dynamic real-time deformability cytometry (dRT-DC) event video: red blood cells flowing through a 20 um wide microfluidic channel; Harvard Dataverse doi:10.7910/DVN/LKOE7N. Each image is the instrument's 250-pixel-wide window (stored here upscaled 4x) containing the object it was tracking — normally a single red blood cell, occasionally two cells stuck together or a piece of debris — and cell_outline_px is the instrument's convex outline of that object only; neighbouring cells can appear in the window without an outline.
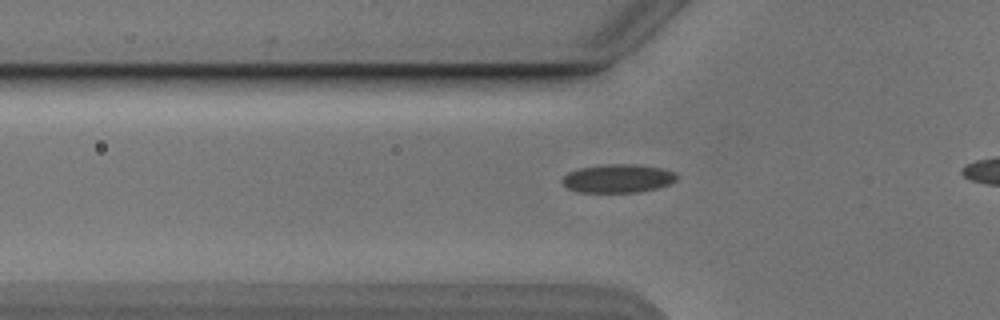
{"species": "Egyptian fruit bat (a non-hibernating species)", "species_latin": "Rousettus aegyptiacus", "temperature_condition": "cold", "stored_images_in_passage": 38, "camera_frame_rate_fps": 3000, "um_per_image_px": 0.085, "animal": {"sex": "male"}, "frame": {"image": 1, "passage_image": 12, "time_ms": 3.667, "image_size_px": [1000, 320], "cell_outline_px": [[680, 176], [676, 180], [668, 184], [656, 188], [640, 192], [580, 192], [568, 188], [560, 180], [568, 172], [580, 168], [604, 164], [632, 164], [660, 168], [676, 172]], "centroid_in_image_um": [52.53, 15.16], "position_along_channel_um": 73.3, "area_um2": 18.96}}
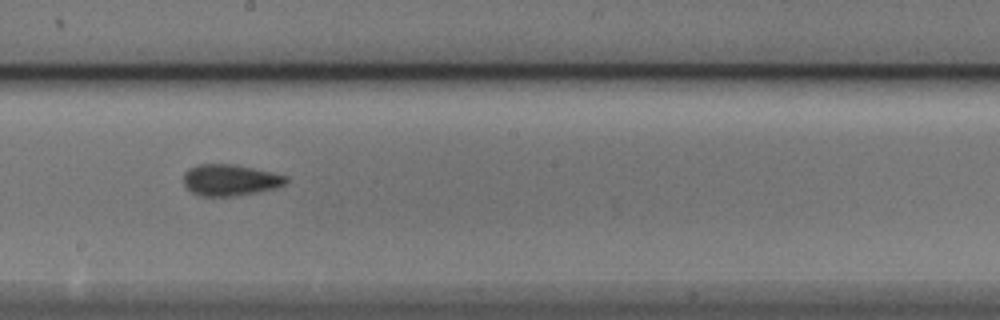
{"frame": {"image": 2, "passage_image": 24, "time_ms": 7.667, "image_size_px": [1000, 320], "cell_outline_px": [[288, 184], [276, 188], [260, 192], [236, 196], [200, 196], [192, 192], [184, 184], [184, 172], [188, 168], [196, 164], [236, 164], [272, 172], [288, 176]], "centroid_in_image_um": [19.6, 15.3], "position_along_channel_um": 228.6, "area_um2": 19.07}}
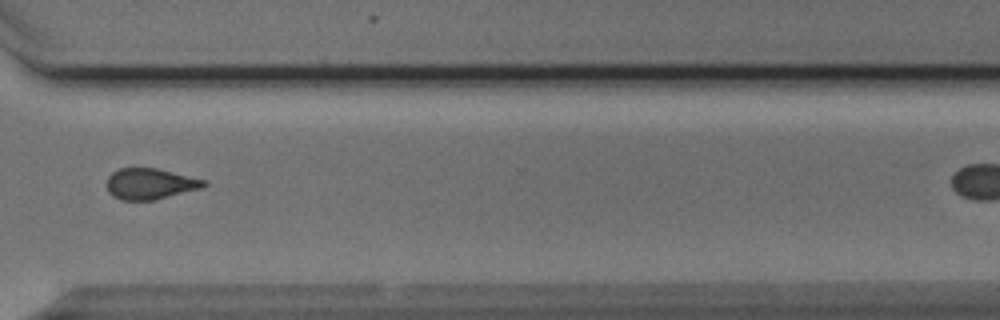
{"frame": {"image": 3, "passage_image": 34, "time_ms": 11.0, "image_size_px": [1000, 320], "cell_outline_px": [[208, 184], [200, 188], [152, 200], [120, 200], [112, 196], [108, 192], [108, 176], [112, 172], [120, 168], [156, 168], [208, 180]], "centroid_in_image_um": [12.75, 15.61], "position_along_channel_um": 357.8, "area_um2": 17.4}}